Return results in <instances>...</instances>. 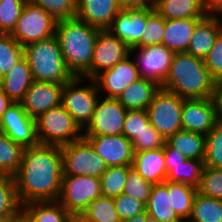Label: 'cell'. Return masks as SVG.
<instances>
[{
	"label": "cell",
	"instance_id": "cell-1",
	"mask_svg": "<svg viewBox=\"0 0 222 222\" xmlns=\"http://www.w3.org/2000/svg\"><path fill=\"white\" fill-rule=\"evenodd\" d=\"M62 175L61 146L39 144L24 148L22 162L14 175L21 205L57 201Z\"/></svg>",
	"mask_w": 222,
	"mask_h": 222
},
{
	"label": "cell",
	"instance_id": "cell-2",
	"mask_svg": "<svg viewBox=\"0 0 222 222\" xmlns=\"http://www.w3.org/2000/svg\"><path fill=\"white\" fill-rule=\"evenodd\" d=\"M100 29L77 18L59 20L56 32L62 56L74 77L91 79V62Z\"/></svg>",
	"mask_w": 222,
	"mask_h": 222
},
{
	"label": "cell",
	"instance_id": "cell-3",
	"mask_svg": "<svg viewBox=\"0 0 222 222\" xmlns=\"http://www.w3.org/2000/svg\"><path fill=\"white\" fill-rule=\"evenodd\" d=\"M215 81L204 60L186 52L174 53L168 77L161 88L184 99L211 98Z\"/></svg>",
	"mask_w": 222,
	"mask_h": 222
},
{
	"label": "cell",
	"instance_id": "cell-4",
	"mask_svg": "<svg viewBox=\"0 0 222 222\" xmlns=\"http://www.w3.org/2000/svg\"><path fill=\"white\" fill-rule=\"evenodd\" d=\"M34 81L65 84L74 76L68 70L56 35L24 47Z\"/></svg>",
	"mask_w": 222,
	"mask_h": 222
},
{
	"label": "cell",
	"instance_id": "cell-5",
	"mask_svg": "<svg viewBox=\"0 0 222 222\" xmlns=\"http://www.w3.org/2000/svg\"><path fill=\"white\" fill-rule=\"evenodd\" d=\"M35 122L41 145L62 146L83 138V129L62 105L41 114Z\"/></svg>",
	"mask_w": 222,
	"mask_h": 222
},
{
	"label": "cell",
	"instance_id": "cell-6",
	"mask_svg": "<svg viewBox=\"0 0 222 222\" xmlns=\"http://www.w3.org/2000/svg\"><path fill=\"white\" fill-rule=\"evenodd\" d=\"M74 77L64 84L62 106L74 118L78 125L84 129L90 122L100 93L93 79Z\"/></svg>",
	"mask_w": 222,
	"mask_h": 222
},
{
	"label": "cell",
	"instance_id": "cell-7",
	"mask_svg": "<svg viewBox=\"0 0 222 222\" xmlns=\"http://www.w3.org/2000/svg\"><path fill=\"white\" fill-rule=\"evenodd\" d=\"M62 174L100 178L108 166L86 138L61 146Z\"/></svg>",
	"mask_w": 222,
	"mask_h": 222
},
{
	"label": "cell",
	"instance_id": "cell-8",
	"mask_svg": "<svg viewBox=\"0 0 222 222\" xmlns=\"http://www.w3.org/2000/svg\"><path fill=\"white\" fill-rule=\"evenodd\" d=\"M100 178L84 175H62L58 202L75 218L95 198L101 196Z\"/></svg>",
	"mask_w": 222,
	"mask_h": 222
},
{
	"label": "cell",
	"instance_id": "cell-9",
	"mask_svg": "<svg viewBox=\"0 0 222 222\" xmlns=\"http://www.w3.org/2000/svg\"><path fill=\"white\" fill-rule=\"evenodd\" d=\"M183 102L184 98L161 88L146 109L150 124L165 139L183 129L181 121Z\"/></svg>",
	"mask_w": 222,
	"mask_h": 222
},
{
	"label": "cell",
	"instance_id": "cell-10",
	"mask_svg": "<svg viewBox=\"0 0 222 222\" xmlns=\"http://www.w3.org/2000/svg\"><path fill=\"white\" fill-rule=\"evenodd\" d=\"M57 21L42 7L29 2L10 35L22 47L55 35Z\"/></svg>",
	"mask_w": 222,
	"mask_h": 222
},
{
	"label": "cell",
	"instance_id": "cell-11",
	"mask_svg": "<svg viewBox=\"0 0 222 222\" xmlns=\"http://www.w3.org/2000/svg\"><path fill=\"white\" fill-rule=\"evenodd\" d=\"M141 78L162 85L168 77L174 52L163 44L136 47L130 50Z\"/></svg>",
	"mask_w": 222,
	"mask_h": 222
},
{
	"label": "cell",
	"instance_id": "cell-12",
	"mask_svg": "<svg viewBox=\"0 0 222 222\" xmlns=\"http://www.w3.org/2000/svg\"><path fill=\"white\" fill-rule=\"evenodd\" d=\"M126 112L117 99L100 96L83 135H121Z\"/></svg>",
	"mask_w": 222,
	"mask_h": 222
},
{
	"label": "cell",
	"instance_id": "cell-13",
	"mask_svg": "<svg viewBox=\"0 0 222 222\" xmlns=\"http://www.w3.org/2000/svg\"><path fill=\"white\" fill-rule=\"evenodd\" d=\"M130 56V48L108 29L99 30L91 62V79Z\"/></svg>",
	"mask_w": 222,
	"mask_h": 222
},
{
	"label": "cell",
	"instance_id": "cell-14",
	"mask_svg": "<svg viewBox=\"0 0 222 222\" xmlns=\"http://www.w3.org/2000/svg\"><path fill=\"white\" fill-rule=\"evenodd\" d=\"M140 78L133 55H130L113 68L100 72L93 80L100 94L103 93L106 98L117 99L131 83Z\"/></svg>",
	"mask_w": 222,
	"mask_h": 222
},
{
	"label": "cell",
	"instance_id": "cell-15",
	"mask_svg": "<svg viewBox=\"0 0 222 222\" xmlns=\"http://www.w3.org/2000/svg\"><path fill=\"white\" fill-rule=\"evenodd\" d=\"M2 132L12 141L26 147L39 145L36 122L23 109L21 103H14L1 117Z\"/></svg>",
	"mask_w": 222,
	"mask_h": 222
},
{
	"label": "cell",
	"instance_id": "cell-16",
	"mask_svg": "<svg viewBox=\"0 0 222 222\" xmlns=\"http://www.w3.org/2000/svg\"><path fill=\"white\" fill-rule=\"evenodd\" d=\"M104 159L108 167L132 165L134 150L130 140L121 135H83Z\"/></svg>",
	"mask_w": 222,
	"mask_h": 222
},
{
	"label": "cell",
	"instance_id": "cell-17",
	"mask_svg": "<svg viewBox=\"0 0 222 222\" xmlns=\"http://www.w3.org/2000/svg\"><path fill=\"white\" fill-rule=\"evenodd\" d=\"M64 84L34 81L20 102L25 112L36 119L51 108L62 104Z\"/></svg>",
	"mask_w": 222,
	"mask_h": 222
},
{
	"label": "cell",
	"instance_id": "cell-18",
	"mask_svg": "<svg viewBox=\"0 0 222 222\" xmlns=\"http://www.w3.org/2000/svg\"><path fill=\"white\" fill-rule=\"evenodd\" d=\"M181 121L183 130L206 136L217 122L212 98L184 99Z\"/></svg>",
	"mask_w": 222,
	"mask_h": 222
},
{
	"label": "cell",
	"instance_id": "cell-19",
	"mask_svg": "<svg viewBox=\"0 0 222 222\" xmlns=\"http://www.w3.org/2000/svg\"><path fill=\"white\" fill-rule=\"evenodd\" d=\"M147 25V9L120 10L108 29L130 50L138 47Z\"/></svg>",
	"mask_w": 222,
	"mask_h": 222
},
{
	"label": "cell",
	"instance_id": "cell-20",
	"mask_svg": "<svg viewBox=\"0 0 222 222\" xmlns=\"http://www.w3.org/2000/svg\"><path fill=\"white\" fill-rule=\"evenodd\" d=\"M76 18L100 30L109 29L121 10L118 0H76Z\"/></svg>",
	"mask_w": 222,
	"mask_h": 222
},
{
	"label": "cell",
	"instance_id": "cell-21",
	"mask_svg": "<svg viewBox=\"0 0 222 222\" xmlns=\"http://www.w3.org/2000/svg\"><path fill=\"white\" fill-rule=\"evenodd\" d=\"M221 32V17L208 15L196 25L186 53L204 60Z\"/></svg>",
	"mask_w": 222,
	"mask_h": 222
},
{
	"label": "cell",
	"instance_id": "cell-22",
	"mask_svg": "<svg viewBox=\"0 0 222 222\" xmlns=\"http://www.w3.org/2000/svg\"><path fill=\"white\" fill-rule=\"evenodd\" d=\"M132 168L146 181L160 184L166 181L164 148L134 152Z\"/></svg>",
	"mask_w": 222,
	"mask_h": 222
},
{
	"label": "cell",
	"instance_id": "cell-23",
	"mask_svg": "<svg viewBox=\"0 0 222 222\" xmlns=\"http://www.w3.org/2000/svg\"><path fill=\"white\" fill-rule=\"evenodd\" d=\"M22 222H73L74 217L58 202H29L19 213Z\"/></svg>",
	"mask_w": 222,
	"mask_h": 222
},
{
	"label": "cell",
	"instance_id": "cell-24",
	"mask_svg": "<svg viewBox=\"0 0 222 222\" xmlns=\"http://www.w3.org/2000/svg\"><path fill=\"white\" fill-rule=\"evenodd\" d=\"M161 85L153 80L140 78L131 83L117 98L126 110H146Z\"/></svg>",
	"mask_w": 222,
	"mask_h": 222
},
{
	"label": "cell",
	"instance_id": "cell-25",
	"mask_svg": "<svg viewBox=\"0 0 222 222\" xmlns=\"http://www.w3.org/2000/svg\"><path fill=\"white\" fill-rule=\"evenodd\" d=\"M201 20L195 18L166 20L162 44L174 53L186 52L194 29Z\"/></svg>",
	"mask_w": 222,
	"mask_h": 222
},
{
	"label": "cell",
	"instance_id": "cell-26",
	"mask_svg": "<svg viewBox=\"0 0 222 222\" xmlns=\"http://www.w3.org/2000/svg\"><path fill=\"white\" fill-rule=\"evenodd\" d=\"M33 82L30 66L26 58L23 57L3 76L2 90L14 103H20Z\"/></svg>",
	"mask_w": 222,
	"mask_h": 222
},
{
	"label": "cell",
	"instance_id": "cell-27",
	"mask_svg": "<svg viewBox=\"0 0 222 222\" xmlns=\"http://www.w3.org/2000/svg\"><path fill=\"white\" fill-rule=\"evenodd\" d=\"M154 10L165 20L203 19L208 16L203 7V0H155Z\"/></svg>",
	"mask_w": 222,
	"mask_h": 222
},
{
	"label": "cell",
	"instance_id": "cell-28",
	"mask_svg": "<svg viewBox=\"0 0 222 222\" xmlns=\"http://www.w3.org/2000/svg\"><path fill=\"white\" fill-rule=\"evenodd\" d=\"M146 212L160 222L183 221L171 206V192H168L167 181L153 184L146 204Z\"/></svg>",
	"mask_w": 222,
	"mask_h": 222
},
{
	"label": "cell",
	"instance_id": "cell-29",
	"mask_svg": "<svg viewBox=\"0 0 222 222\" xmlns=\"http://www.w3.org/2000/svg\"><path fill=\"white\" fill-rule=\"evenodd\" d=\"M166 142L187 159L204 160L205 158V135L203 134L182 129L167 138Z\"/></svg>",
	"mask_w": 222,
	"mask_h": 222
},
{
	"label": "cell",
	"instance_id": "cell-30",
	"mask_svg": "<svg viewBox=\"0 0 222 222\" xmlns=\"http://www.w3.org/2000/svg\"><path fill=\"white\" fill-rule=\"evenodd\" d=\"M79 218L84 222H121L114 198L104 195L90 202Z\"/></svg>",
	"mask_w": 222,
	"mask_h": 222
},
{
	"label": "cell",
	"instance_id": "cell-31",
	"mask_svg": "<svg viewBox=\"0 0 222 222\" xmlns=\"http://www.w3.org/2000/svg\"><path fill=\"white\" fill-rule=\"evenodd\" d=\"M189 222H222V199L206 197L199 192L193 200Z\"/></svg>",
	"mask_w": 222,
	"mask_h": 222
},
{
	"label": "cell",
	"instance_id": "cell-32",
	"mask_svg": "<svg viewBox=\"0 0 222 222\" xmlns=\"http://www.w3.org/2000/svg\"><path fill=\"white\" fill-rule=\"evenodd\" d=\"M168 192H171V206L182 220H188L192 214L193 200L197 188L179 182L167 181Z\"/></svg>",
	"mask_w": 222,
	"mask_h": 222
},
{
	"label": "cell",
	"instance_id": "cell-33",
	"mask_svg": "<svg viewBox=\"0 0 222 222\" xmlns=\"http://www.w3.org/2000/svg\"><path fill=\"white\" fill-rule=\"evenodd\" d=\"M24 147L0 133V175L14 176L22 162Z\"/></svg>",
	"mask_w": 222,
	"mask_h": 222
},
{
	"label": "cell",
	"instance_id": "cell-34",
	"mask_svg": "<svg viewBox=\"0 0 222 222\" xmlns=\"http://www.w3.org/2000/svg\"><path fill=\"white\" fill-rule=\"evenodd\" d=\"M21 209L14 176L0 175V218L19 216Z\"/></svg>",
	"mask_w": 222,
	"mask_h": 222
},
{
	"label": "cell",
	"instance_id": "cell-35",
	"mask_svg": "<svg viewBox=\"0 0 222 222\" xmlns=\"http://www.w3.org/2000/svg\"><path fill=\"white\" fill-rule=\"evenodd\" d=\"M205 164L204 160L187 159L179 167H173L166 175V181L179 182L198 188Z\"/></svg>",
	"mask_w": 222,
	"mask_h": 222
},
{
	"label": "cell",
	"instance_id": "cell-36",
	"mask_svg": "<svg viewBox=\"0 0 222 222\" xmlns=\"http://www.w3.org/2000/svg\"><path fill=\"white\" fill-rule=\"evenodd\" d=\"M131 168L132 165L108 167L100 177L102 195L112 198L120 196Z\"/></svg>",
	"mask_w": 222,
	"mask_h": 222
},
{
	"label": "cell",
	"instance_id": "cell-37",
	"mask_svg": "<svg viewBox=\"0 0 222 222\" xmlns=\"http://www.w3.org/2000/svg\"><path fill=\"white\" fill-rule=\"evenodd\" d=\"M24 57L22 47L10 33H0V73L6 75Z\"/></svg>",
	"mask_w": 222,
	"mask_h": 222
},
{
	"label": "cell",
	"instance_id": "cell-38",
	"mask_svg": "<svg viewBox=\"0 0 222 222\" xmlns=\"http://www.w3.org/2000/svg\"><path fill=\"white\" fill-rule=\"evenodd\" d=\"M204 164L210 168H222V122L217 121L205 136Z\"/></svg>",
	"mask_w": 222,
	"mask_h": 222
},
{
	"label": "cell",
	"instance_id": "cell-39",
	"mask_svg": "<svg viewBox=\"0 0 222 222\" xmlns=\"http://www.w3.org/2000/svg\"><path fill=\"white\" fill-rule=\"evenodd\" d=\"M27 2L42 7L56 21L76 18V0H27Z\"/></svg>",
	"mask_w": 222,
	"mask_h": 222
},
{
	"label": "cell",
	"instance_id": "cell-40",
	"mask_svg": "<svg viewBox=\"0 0 222 222\" xmlns=\"http://www.w3.org/2000/svg\"><path fill=\"white\" fill-rule=\"evenodd\" d=\"M166 20L155 10L147 9V25L138 47L162 44Z\"/></svg>",
	"mask_w": 222,
	"mask_h": 222
},
{
	"label": "cell",
	"instance_id": "cell-41",
	"mask_svg": "<svg viewBox=\"0 0 222 222\" xmlns=\"http://www.w3.org/2000/svg\"><path fill=\"white\" fill-rule=\"evenodd\" d=\"M27 0H0V33H11Z\"/></svg>",
	"mask_w": 222,
	"mask_h": 222
},
{
	"label": "cell",
	"instance_id": "cell-42",
	"mask_svg": "<svg viewBox=\"0 0 222 222\" xmlns=\"http://www.w3.org/2000/svg\"><path fill=\"white\" fill-rule=\"evenodd\" d=\"M197 192L206 197L222 199V168L205 166Z\"/></svg>",
	"mask_w": 222,
	"mask_h": 222
},
{
	"label": "cell",
	"instance_id": "cell-43",
	"mask_svg": "<svg viewBox=\"0 0 222 222\" xmlns=\"http://www.w3.org/2000/svg\"><path fill=\"white\" fill-rule=\"evenodd\" d=\"M152 186L153 184L151 182L144 180L134 168H131L127 174V180L122 194L132 196L144 204H147Z\"/></svg>",
	"mask_w": 222,
	"mask_h": 222
},
{
	"label": "cell",
	"instance_id": "cell-44",
	"mask_svg": "<svg viewBox=\"0 0 222 222\" xmlns=\"http://www.w3.org/2000/svg\"><path fill=\"white\" fill-rule=\"evenodd\" d=\"M149 124L147 110H127L122 134L132 142Z\"/></svg>",
	"mask_w": 222,
	"mask_h": 222
},
{
	"label": "cell",
	"instance_id": "cell-45",
	"mask_svg": "<svg viewBox=\"0 0 222 222\" xmlns=\"http://www.w3.org/2000/svg\"><path fill=\"white\" fill-rule=\"evenodd\" d=\"M165 143V137L151 124L147 125L146 129L132 141L134 152L162 148Z\"/></svg>",
	"mask_w": 222,
	"mask_h": 222
},
{
	"label": "cell",
	"instance_id": "cell-46",
	"mask_svg": "<svg viewBox=\"0 0 222 222\" xmlns=\"http://www.w3.org/2000/svg\"><path fill=\"white\" fill-rule=\"evenodd\" d=\"M114 203L121 221L146 211V204L126 194L114 197Z\"/></svg>",
	"mask_w": 222,
	"mask_h": 222
},
{
	"label": "cell",
	"instance_id": "cell-47",
	"mask_svg": "<svg viewBox=\"0 0 222 222\" xmlns=\"http://www.w3.org/2000/svg\"><path fill=\"white\" fill-rule=\"evenodd\" d=\"M204 63L211 78L217 83L222 78V32L204 58Z\"/></svg>",
	"mask_w": 222,
	"mask_h": 222
},
{
	"label": "cell",
	"instance_id": "cell-48",
	"mask_svg": "<svg viewBox=\"0 0 222 222\" xmlns=\"http://www.w3.org/2000/svg\"><path fill=\"white\" fill-rule=\"evenodd\" d=\"M164 158L166 173L173 169V167H179L184 163L187 158L181 154L177 149L171 147L167 142L164 145Z\"/></svg>",
	"mask_w": 222,
	"mask_h": 222
},
{
	"label": "cell",
	"instance_id": "cell-49",
	"mask_svg": "<svg viewBox=\"0 0 222 222\" xmlns=\"http://www.w3.org/2000/svg\"><path fill=\"white\" fill-rule=\"evenodd\" d=\"M121 10L153 9L155 0H118Z\"/></svg>",
	"mask_w": 222,
	"mask_h": 222
},
{
	"label": "cell",
	"instance_id": "cell-50",
	"mask_svg": "<svg viewBox=\"0 0 222 222\" xmlns=\"http://www.w3.org/2000/svg\"><path fill=\"white\" fill-rule=\"evenodd\" d=\"M211 98L215 106L217 121L222 122V86L215 83Z\"/></svg>",
	"mask_w": 222,
	"mask_h": 222
},
{
	"label": "cell",
	"instance_id": "cell-51",
	"mask_svg": "<svg viewBox=\"0 0 222 222\" xmlns=\"http://www.w3.org/2000/svg\"><path fill=\"white\" fill-rule=\"evenodd\" d=\"M203 7L207 15L219 16L222 13V0H203Z\"/></svg>",
	"mask_w": 222,
	"mask_h": 222
},
{
	"label": "cell",
	"instance_id": "cell-52",
	"mask_svg": "<svg viewBox=\"0 0 222 222\" xmlns=\"http://www.w3.org/2000/svg\"><path fill=\"white\" fill-rule=\"evenodd\" d=\"M14 102L9 98V96L0 88V118L11 107Z\"/></svg>",
	"mask_w": 222,
	"mask_h": 222
},
{
	"label": "cell",
	"instance_id": "cell-53",
	"mask_svg": "<svg viewBox=\"0 0 222 222\" xmlns=\"http://www.w3.org/2000/svg\"><path fill=\"white\" fill-rule=\"evenodd\" d=\"M147 217H148V214L145 211V212H142V213H140V214H138V215H136V216H134L130 219H126V220H123L121 222H146Z\"/></svg>",
	"mask_w": 222,
	"mask_h": 222
},
{
	"label": "cell",
	"instance_id": "cell-54",
	"mask_svg": "<svg viewBox=\"0 0 222 222\" xmlns=\"http://www.w3.org/2000/svg\"><path fill=\"white\" fill-rule=\"evenodd\" d=\"M18 218L19 216H6L0 218V222H15Z\"/></svg>",
	"mask_w": 222,
	"mask_h": 222
},
{
	"label": "cell",
	"instance_id": "cell-55",
	"mask_svg": "<svg viewBox=\"0 0 222 222\" xmlns=\"http://www.w3.org/2000/svg\"><path fill=\"white\" fill-rule=\"evenodd\" d=\"M146 222H160L158 219L148 215Z\"/></svg>",
	"mask_w": 222,
	"mask_h": 222
},
{
	"label": "cell",
	"instance_id": "cell-56",
	"mask_svg": "<svg viewBox=\"0 0 222 222\" xmlns=\"http://www.w3.org/2000/svg\"><path fill=\"white\" fill-rule=\"evenodd\" d=\"M73 222H84L79 217H75Z\"/></svg>",
	"mask_w": 222,
	"mask_h": 222
},
{
	"label": "cell",
	"instance_id": "cell-57",
	"mask_svg": "<svg viewBox=\"0 0 222 222\" xmlns=\"http://www.w3.org/2000/svg\"><path fill=\"white\" fill-rule=\"evenodd\" d=\"M2 80H3V76L0 73V88H2Z\"/></svg>",
	"mask_w": 222,
	"mask_h": 222
},
{
	"label": "cell",
	"instance_id": "cell-58",
	"mask_svg": "<svg viewBox=\"0 0 222 222\" xmlns=\"http://www.w3.org/2000/svg\"><path fill=\"white\" fill-rule=\"evenodd\" d=\"M217 84L222 86V78L217 82Z\"/></svg>",
	"mask_w": 222,
	"mask_h": 222
},
{
	"label": "cell",
	"instance_id": "cell-59",
	"mask_svg": "<svg viewBox=\"0 0 222 222\" xmlns=\"http://www.w3.org/2000/svg\"><path fill=\"white\" fill-rule=\"evenodd\" d=\"M2 132L1 118H0V133Z\"/></svg>",
	"mask_w": 222,
	"mask_h": 222
},
{
	"label": "cell",
	"instance_id": "cell-60",
	"mask_svg": "<svg viewBox=\"0 0 222 222\" xmlns=\"http://www.w3.org/2000/svg\"><path fill=\"white\" fill-rule=\"evenodd\" d=\"M15 222H22L19 218Z\"/></svg>",
	"mask_w": 222,
	"mask_h": 222
}]
</instances>
